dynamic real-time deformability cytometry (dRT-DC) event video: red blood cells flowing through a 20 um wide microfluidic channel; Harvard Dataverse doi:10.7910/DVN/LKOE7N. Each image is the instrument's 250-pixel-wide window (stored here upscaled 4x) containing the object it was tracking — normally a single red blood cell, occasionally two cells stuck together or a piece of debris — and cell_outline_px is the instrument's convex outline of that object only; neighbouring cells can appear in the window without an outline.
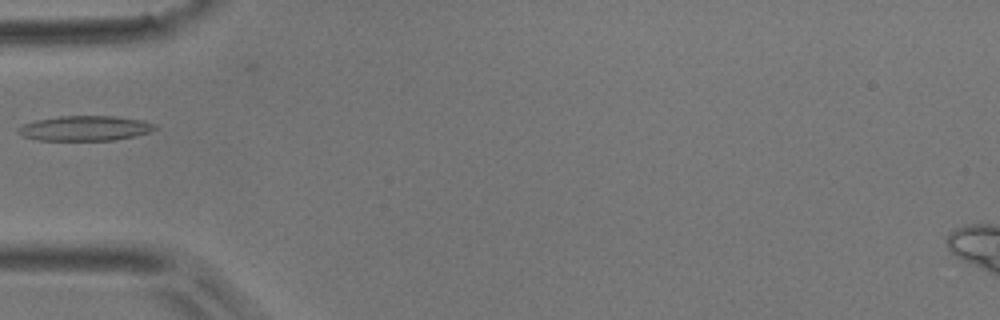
{"species": "common noctule bat (a hibernating species)", "species_latin": "Nyctalus noctula", "temperature_condition": "room temperature", "stored_images_in_passage": 6, "camera_frame_rate_fps": 3000, "um_per_image_px": 0.085, "animal": {"sex": "male", "body_mass_g": 17.9}, "frame": {"image": 1, "passage_image": 6, "time_ms": 5.667, "image_size_px": [1000, 320], "cell_outline_px": [[160, 128], [136, 136], [116, 140], [36, 140], [20, 136], [16, 132], [16, 128], [24, 124], [36, 120], [60, 116], [116, 116], [140, 120], [156, 124]], "centroid_in_image_um": [7.21, 10.91], "position_along_channel_um": 77.8, "area_um2": 20.11}}